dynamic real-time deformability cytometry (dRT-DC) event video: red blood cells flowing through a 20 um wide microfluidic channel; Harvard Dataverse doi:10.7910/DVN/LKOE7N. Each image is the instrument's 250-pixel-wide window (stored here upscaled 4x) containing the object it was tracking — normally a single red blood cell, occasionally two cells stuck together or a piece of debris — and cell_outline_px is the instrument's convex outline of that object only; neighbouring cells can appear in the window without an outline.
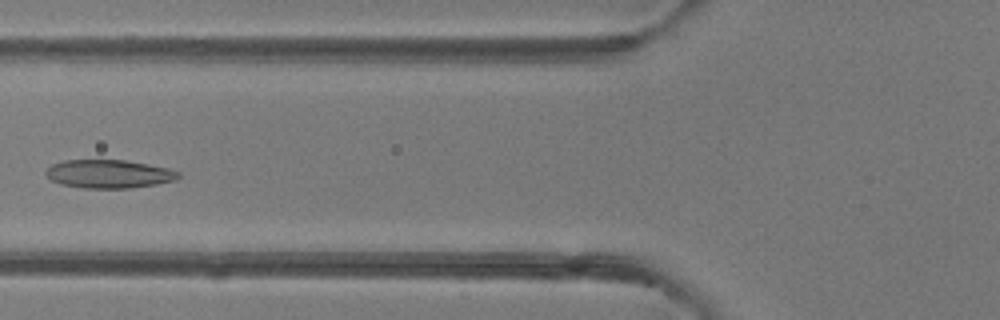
{"species": "common noctule bat (a hibernating species)", "species_latin": "Nyctalus noctula", "temperature_condition": "room temperature", "stored_images_in_passage": 6, "camera_frame_rate_fps": 3000, "um_per_image_px": 0.085, "animal": {"sex": "female"}, "frame": {"image": 1, "passage_image": 6, "time_ms": 5.667, "image_size_px": [1000, 320], "cell_outline_px": [[180, 176], [176, 180], [156, 184], [132, 188], [84, 188], [60, 184], [52, 180], [44, 172], [52, 164], [64, 160], [124, 160], [148, 164], [168, 168], [180, 172]], "centroid_in_image_um": [9.27, 14.78], "position_along_channel_um": 116.5, "area_um2": 21.91}}